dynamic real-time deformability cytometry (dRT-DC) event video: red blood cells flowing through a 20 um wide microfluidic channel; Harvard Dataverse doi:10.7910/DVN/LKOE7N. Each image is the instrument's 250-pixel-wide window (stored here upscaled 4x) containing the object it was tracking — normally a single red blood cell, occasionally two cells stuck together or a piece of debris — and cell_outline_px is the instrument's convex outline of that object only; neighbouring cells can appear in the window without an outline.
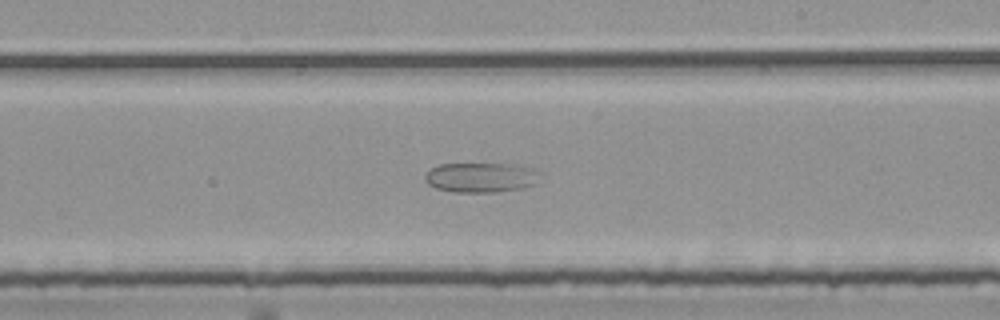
{"species": "common noctule bat (a hibernating species)", "species_latin": "Nyctalus noctula", "temperature_condition": "room temperature", "stored_images_in_passage": 39, "camera_frame_rate_fps": 3000, "um_per_image_px": 0.085, "animal": {"sex": "female", "body_mass_g": 25.1}, "frame": {"image": 1, "passage_image": 16, "time_ms": 5.0, "image_size_px": [1000, 320], "cell_outline_px": [[540, 172], [532, 184], [520, 188], [492, 192], [452, 192], [436, 188], [428, 184], [424, 180], [424, 176], [428, 168], [440, 164], [516, 164], [532, 168]], "centroid_in_image_um": [40.78, 15.07], "position_along_channel_um": 248.2, "area_um2": 19.88}}
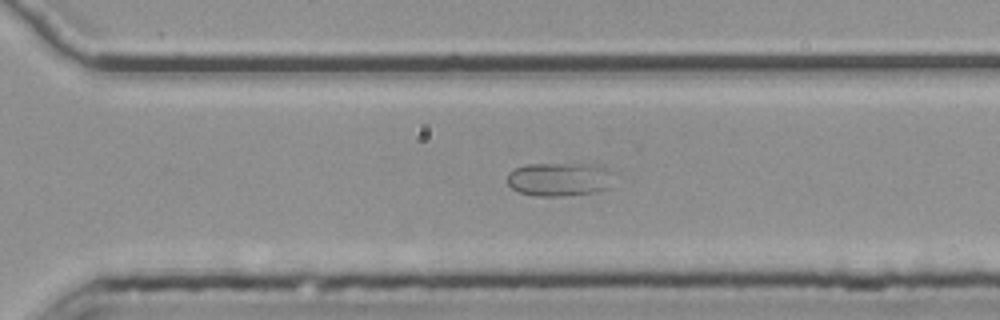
{"frame": {"image": 2, "passage_image": 22, "time_ms": 7.0, "image_size_px": [1000, 320], "cell_outline_px": [[616, 172], [608, 188], [596, 192], [564, 196], [536, 196], [520, 192], [512, 188], [504, 180], [508, 172], [516, 168], [528, 164], [596, 164], [608, 168]], "centroid_in_image_um": [47.58, 15.23], "position_along_channel_um": 323.0, "area_um2": 21.33}}
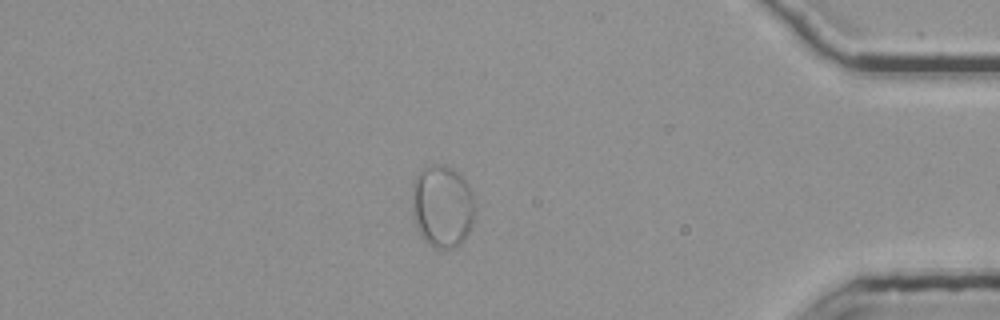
{"frame": {"image": 3, "passage_image": 31, "time_ms": 10.0, "image_size_px": [1000, 320], "cell_outline_px": [[472, 220], [468, 232], [464, 240], [460, 244], [448, 248], [440, 248], [428, 244], [424, 240], [416, 224], [412, 208], [412, 184], [416, 176], [424, 168], [452, 168], [468, 184], [472, 192]], "centroid_in_image_um": [37.57, 17.57], "position_along_channel_um": 397.6, "area_um2": 29.07}}